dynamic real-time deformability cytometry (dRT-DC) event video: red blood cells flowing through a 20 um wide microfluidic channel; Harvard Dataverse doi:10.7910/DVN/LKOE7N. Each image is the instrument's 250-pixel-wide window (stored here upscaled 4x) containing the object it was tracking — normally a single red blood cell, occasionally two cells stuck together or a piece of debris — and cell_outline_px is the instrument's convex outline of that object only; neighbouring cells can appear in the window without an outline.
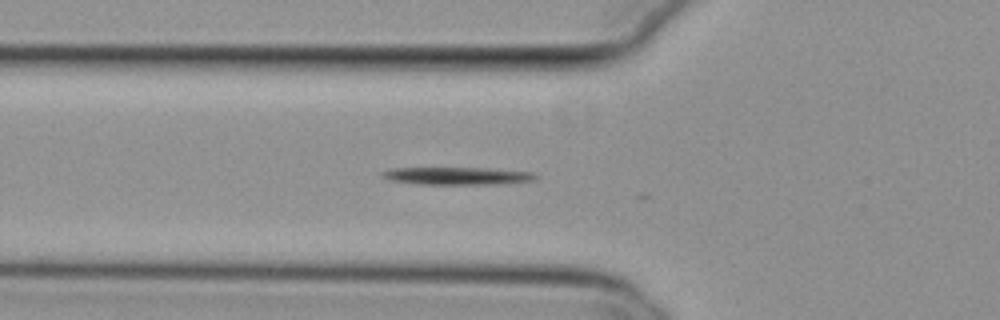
{"species": "common noctule bat (a hibernating species)", "species_latin": "Nyctalus noctula", "temperature_condition": "cold", "stored_images_in_passage": 5, "camera_frame_rate_fps": 3000, "um_per_image_px": 0.085, "animal": {"sex": "female", "body_mass_g": 29.2, "forearm_length_mm": 56.3}, "frame": {"image": 1, "passage_image": 2, "time_ms": 0.333, "image_size_px": [1000, 320], "cell_outline_px": [[540, 176], [536, 180], [496, 184], [416, 184], [392, 180], [380, 176], [380, 172], [392, 168], [488, 168], [532, 172]], "centroid_in_image_um": [38.88, 14.95], "position_along_channel_um": 86.9, "area_um2": 15.72}}